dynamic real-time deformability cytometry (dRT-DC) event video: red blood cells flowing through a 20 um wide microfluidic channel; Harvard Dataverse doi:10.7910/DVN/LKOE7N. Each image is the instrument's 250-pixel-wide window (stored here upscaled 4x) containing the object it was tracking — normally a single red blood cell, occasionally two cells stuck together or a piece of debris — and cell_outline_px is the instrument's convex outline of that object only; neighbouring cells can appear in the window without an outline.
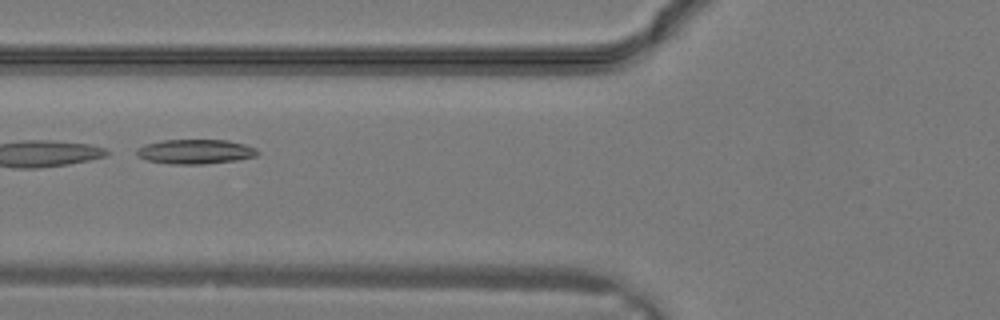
{"species": "common noctule bat (a hibernating species)", "species_latin": "Nyctalus noctula", "temperature_condition": "warm", "stored_images_in_passage": 18, "camera_frame_rate_fps": 3000, "um_per_image_px": 0.085, "animal": {"sex": "male", "body_mass_g": 19.2, "forearm_length_mm": 51.8}, "frame": {"image": 1, "passage_image": 3, "time_ms": 0.667, "image_size_px": [1000, 320], "cell_outline_px": [[260, 152], [256, 156], [236, 160], [204, 164], [168, 164], [148, 160], [136, 156], [136, 148], [144, 144], [164, 140], [228, 140], [244, 144], [256, 148]], "centroid_in_image_um": [16.58, 12.89], "position_along_channel_um": 109.2, "area_um2": 17.4}}